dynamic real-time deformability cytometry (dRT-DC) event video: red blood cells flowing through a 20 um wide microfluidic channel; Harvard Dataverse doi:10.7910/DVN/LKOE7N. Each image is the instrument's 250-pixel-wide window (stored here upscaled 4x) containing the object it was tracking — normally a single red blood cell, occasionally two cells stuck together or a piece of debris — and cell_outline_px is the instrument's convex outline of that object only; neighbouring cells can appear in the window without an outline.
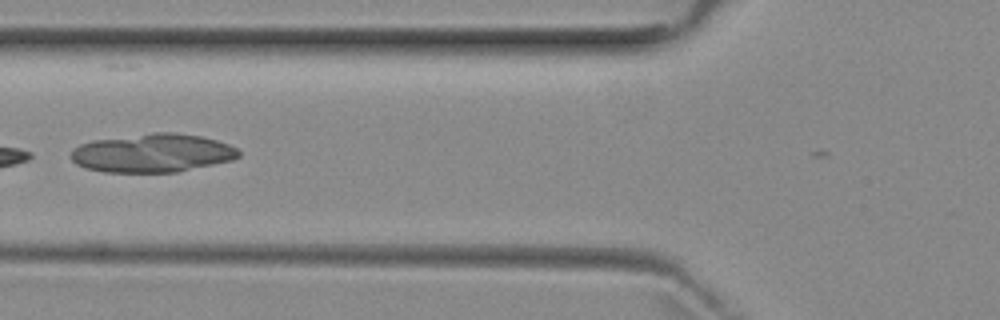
{"species": "common noctule bat (a hibernating species)", "species_latin": "Nyctalus noctula", "temperature_condition": "room temperature", "stored_images_in_passage": 3, "camera_frame_rate_fps": 3000, "um_per_image_px": 0.085, "animal": {"sex": "female", "body_mass_g": 29.2, "forearm_length_mm": 56.3}, "frame": {"image": 1, "passage_image": 3, "time_ms": 2.0, "image_size_px": [1000, 320], "cell_outline_px": [[240, 156], [232, 160], [176, 172], [104, 172], [84, 168], [76, 164], [72, 160], [72, 148], [80, 144], [92, 140], [152, 132], [176, 132], [200, 136], [216, 140], [228, 144], [236, 148], [240, 152]], "centroid_in_image_um": [12.94, 13.0], "position_along_channel_um": 112.9, "area_um2": 37.74}}